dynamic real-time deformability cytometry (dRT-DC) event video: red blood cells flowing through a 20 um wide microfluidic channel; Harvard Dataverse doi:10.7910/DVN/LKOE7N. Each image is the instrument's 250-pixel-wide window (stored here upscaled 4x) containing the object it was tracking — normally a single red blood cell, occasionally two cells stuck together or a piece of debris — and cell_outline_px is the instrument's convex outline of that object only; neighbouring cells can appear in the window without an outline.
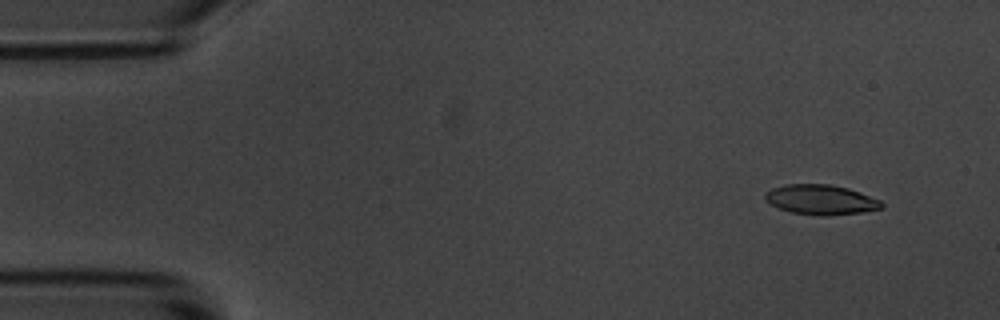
{"species": "common noctule bat (a hibernating species)", "species_latin": "Nyctalus noctula", "temperature_condition": "room temperature", "stored_images_in_passage": 5, "camera_frame_rate_fps": 3000, "um_per_image_px": 0.085, "animal": {"sex": "male", "body_mass_g": 20.1, "forearm_length_mm": 53.5}, "frame": {"image": 1, "passage_image": 2, "time_ms": 0.333, "image_size_px": [1000, 320], "cell_outline_px": [[884, 208], [860, 212], [824, 216], [820, 216], [792, 212], [780, 208], [764, 200], [764, 192], [772, 188], [784, 184], [828, 184], [848, 188], [860, 192], [880, 200], [884, 204]], "centroid_in_image_um": [69.76, 16.96], "position_along_channel_um": 15.2, "area_um2": 20.29}}
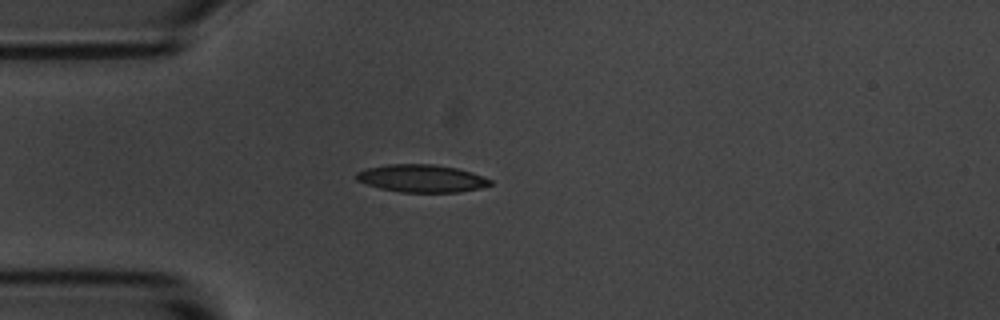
{"frame": {"image": 2, "passage_image": 4, "time_ms": 1.0, "image_size_px": [1000, 320], "cell_outline_px": [[492, 184], [480, 188], [460, 192], [400, 192], [380, 188], [356, 180], [356, 172], [364, 168], [388, 164], [432, 164], [456, 168], [472, 172], [492, 180]], "centroid_in_image_um": [35.83, 15.16], "position_along_channel_um": 49.2, "area_um2": 21.56}}